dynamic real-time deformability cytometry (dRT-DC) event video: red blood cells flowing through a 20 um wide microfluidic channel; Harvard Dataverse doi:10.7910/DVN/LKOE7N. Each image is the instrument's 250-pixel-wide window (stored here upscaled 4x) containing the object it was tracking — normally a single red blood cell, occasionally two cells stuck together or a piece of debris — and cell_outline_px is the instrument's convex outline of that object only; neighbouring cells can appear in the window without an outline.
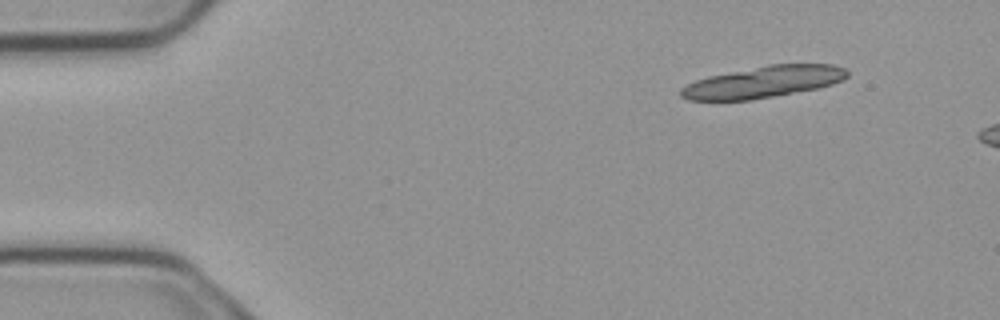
{"species": "common noctule bat (a hibernating species)", "species_latin": "Nyctalus noctula", "temperature_condition": "cold", "stored_images_in_passage": 5, "segment_of_instrument_passage": [2, 2], "camera_frame_rate_fps": 3000, "um_per_image_px": 0.085, "animal": {"sex": "male", "body_mass_g": 23.1, "forearm_length_mm": 52.7}, "frame": {"image": 1, "passage_image": 5, "time_ms": 1.333, "image_size_px": [1000, 320], "cell_outline_px": [[848, 76], [844, 80], [832, 84], [816, 88], [752, 100], [688, 100], [680, 96], [680, 88], [696, 80], [708, 76], [768, 64], [832, 64], [844, 68], [848, 72]], "centroid_in_image_um": [64.88, 6.96], "position_along_channel_um": 20.1, "area_um2": 30.52}}